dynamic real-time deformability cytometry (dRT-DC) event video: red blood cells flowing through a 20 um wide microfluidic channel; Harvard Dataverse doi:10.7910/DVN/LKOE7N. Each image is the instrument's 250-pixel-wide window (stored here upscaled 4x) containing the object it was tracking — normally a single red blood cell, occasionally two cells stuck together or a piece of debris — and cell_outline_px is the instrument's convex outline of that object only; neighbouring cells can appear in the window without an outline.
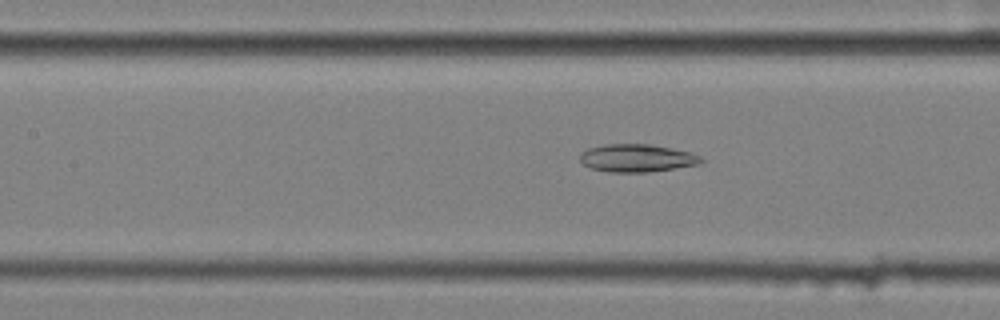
{"species": "common noctule bat (a hibernating species)", "species_latin": "Nyctalus noctula", "temperature_condition": "cold", "stored_images_in_passage": 56, "camera_frame_rate_fps": 3000, "um_per_image_px": 0.085, "animal": {"sex": "female", "body_mass_g": 25.1}, "frame": {"image": 1, "passage_image": 25, "time_ms": 8.0, "image_size_px": [1000, 320], "cell_outline_px": [[704, 160], [700, 164], [648, 172], [608, 172], [588, 168], [580, 160], [580, 152], [588, 148], [604, 144], [648, 144], [672, 148], [692, 152], [700, 156]], "centroid_in_image_um": [54.12, 13.43], "position_along_channel_um": 153.3, "area_um2": 19.77}}
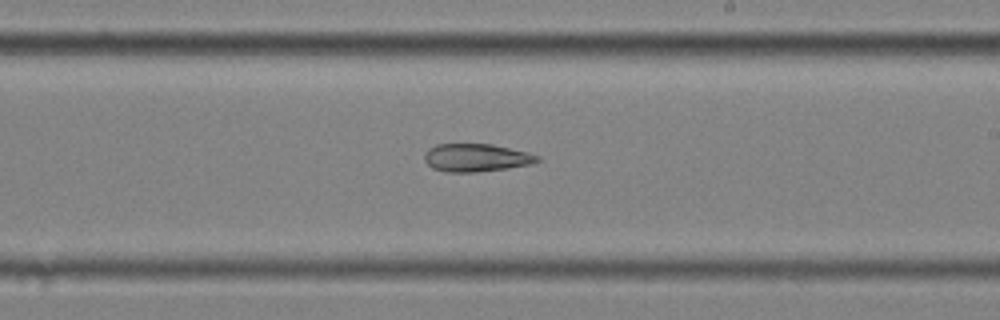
{"frame": {"image": 2, "passage_image": 33, "time_ms": 10.667, "image_size_px": [1000, 320], "cell_outline_px": [[540, 160], [528, 164], [508, 168], [476, 172], [444, 172], [432, 168], [424, 160], [424, 152], [428, 148], [436, 144], [492, 144], [528, 152], [540, 156]], "centroid_in_image_um": [40.43, 13.4], "position_along_channel_um": 248.6, "area_um2": 18.44}}
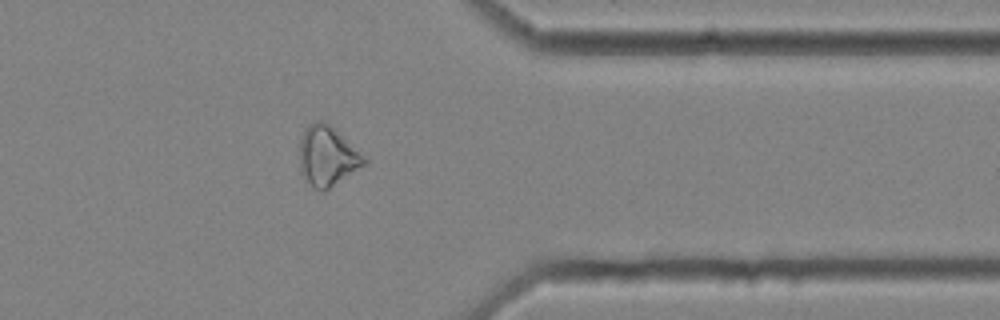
{"frame": {"image": 3, "passage_image": 45, "time_ms": 14.667, "image_size_px": [1000, 320], "cell_outline_px": [[368, 160], [364, 164], [324, 192], [320, 192], [312, 188], [304, 176], [300, 164], [300, 140], [304, 128], [308, 124], [316, 120], [324, 120], [332, 124]], "centroid_in_image_um": [27.81, 13.23], "position_along_channel_um": 383.6, "area_um2": 22.6}, "authors_computed_cell_mechanics": {"area_um2": 23.5535, "velocity_mm_per_s": 3.583, "shape_relaxation_time_tau1_ms": null, "shape_relaxation_time_tau2_ms": 6.6466, "deformation_change_tau1": null, "deformation_change_tau2": 0.1577}}